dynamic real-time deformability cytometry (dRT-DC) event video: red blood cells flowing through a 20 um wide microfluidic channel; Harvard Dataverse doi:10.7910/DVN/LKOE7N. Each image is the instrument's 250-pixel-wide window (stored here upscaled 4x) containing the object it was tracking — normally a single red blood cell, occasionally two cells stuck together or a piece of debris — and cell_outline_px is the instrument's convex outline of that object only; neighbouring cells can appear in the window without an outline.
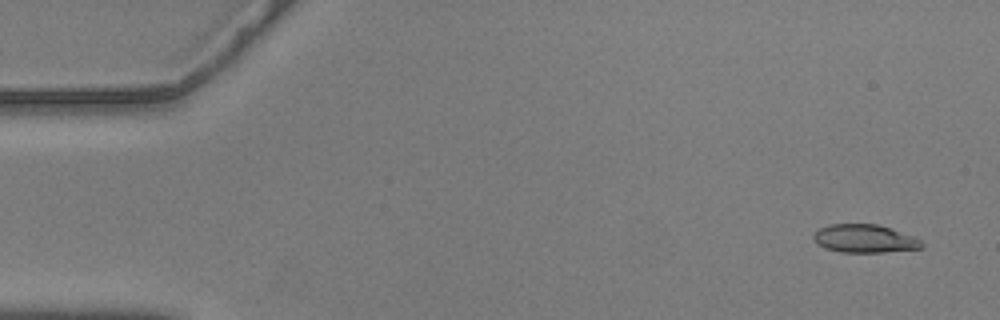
{"species": "common noctule bat (a hibernating species)", "species_latin": "Nyctalus noctula", "temperature_condition": "warm", "stored_images_in_passage": 57, "camera_frame_rate_fps": 3000, "um_per_image_px": 0.085, "animal": {"sex": "male", "body_mass_g": 20.5, "forearm_length_mm": 52.5}, "frame": {"image": 1, "passage_image": 3, "time_ms": 0.667, "image_size_px": [1000, 320], "cell_outline_px": [[924, 248], [884, 252], [840, 252], [824, 248], [816, 244], [812, 236], [820, 228], [828, 224], [880, 224], [916, 236], [924, 244]], "centroid_in_image_um": [73.52, 20.28], "position_along_channel_um": 11.5, "area_um2": 18.09}}
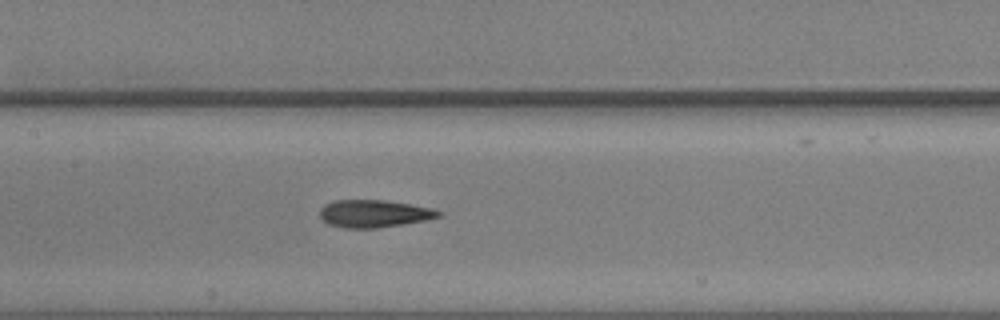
{"frame": {"image": 2, "passage_image": 27, "time_ms": 8.667, "image_size_px": [1000, 320], "cell_outline_px": [[444, 216], [428, 220], [380, 228], [344, 228], [328, 224], [320, 220], [320, 208], [324, 204], [332, 200], [384, 200], [412, 204], [432, 208], [444, 212]], "centroid_in_image_um": [31.82, 18.16], "position_along_channel_um": 175.6, "area_um2": 19.54}}
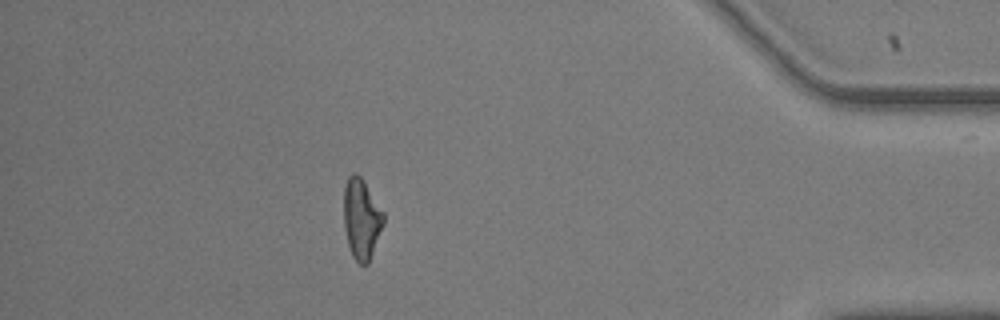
{"frame": {"image": 3, "passage_image": 50, "time_ms": 16.333, "image_size_px": [1000, 320], "cell_outline_px": [[384, 224], [368, 264], [360, 264], [352, 256], [348, 244], [344, 228], [344, 188], [348, 176], [352, 172], [356, 172], [364, 180], [384, 212]], "centroid_in_image_um": [30.73, 18.57], "position_along_channel_um": 404.5, "area_um2": 18.79}, "authors_computed_cell_mechanics": {"area_um2": 18.8428, "velocity_mm_per_s": 3.5865, "shape_relaxation_time_tau1_ms": 5.8309, "shape_relaxation_time_tau2_ms": 2.9771, "deformation_change_tau1": 0.1834, "deformation_change_tau2": 0.1044}}